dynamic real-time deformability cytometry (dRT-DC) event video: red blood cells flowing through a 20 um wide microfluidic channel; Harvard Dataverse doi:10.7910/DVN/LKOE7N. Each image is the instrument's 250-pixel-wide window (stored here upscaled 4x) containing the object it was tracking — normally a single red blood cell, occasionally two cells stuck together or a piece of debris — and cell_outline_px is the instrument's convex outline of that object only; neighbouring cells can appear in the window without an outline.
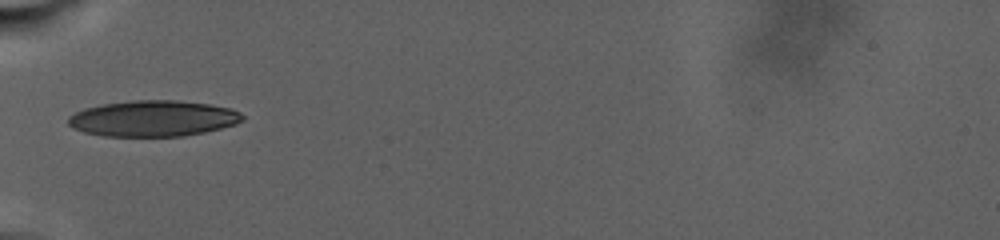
{"species": "human", "species_latin": "Homo sapiens", "temperature_condition": "warm", "stored_images_in_passage": 2, "camera_frame_rate_fps": 3000, "um_per_image_px": 0.085, "donor": {"sex": "male"}, "frame": {"image": 1, "passage_image": 1, "time_ms": 0.0, "image_size_px": [1000, 240], "cell_outline_px": [[244, 120], [236, 124], [204, 132], [184, 136], [104, 136], [84, 132], [72, 128], [68, 124], [68, 116], [84, 108], [104, 104], [132, 100], [176, 100], [208, 104], [232, 108], [240, 112], [244, 116]], "centroid_in_image_um": [13.02, 10.07], "position_along_channel_um": 72.0, "area_um2": 36.59}}